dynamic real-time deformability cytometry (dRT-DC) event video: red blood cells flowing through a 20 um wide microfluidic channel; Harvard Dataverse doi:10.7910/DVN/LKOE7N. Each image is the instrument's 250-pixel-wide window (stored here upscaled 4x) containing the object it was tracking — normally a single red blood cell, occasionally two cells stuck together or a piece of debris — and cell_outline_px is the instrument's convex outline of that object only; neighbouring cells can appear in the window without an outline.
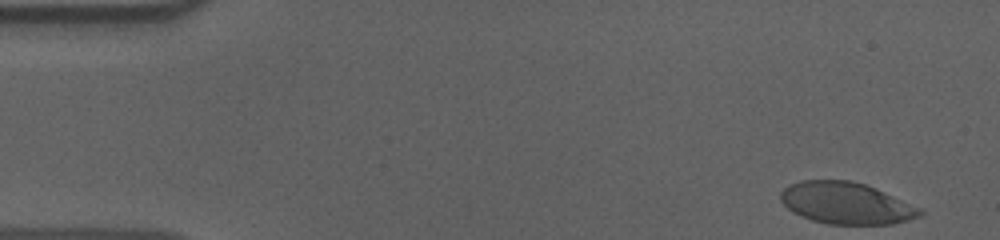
{"species": "human", "species_latin": "Homo sapiens", "temperature_condition": "cold", "stored_images_in_passage": 14, "camera_frame_rate_fps": 3000, "um_per_image_px": 0.085, "donor": {"sex": "male"}, "frame": {"image": 1, "passage_image": 1, "time_ms": 0.0, "image_size_px": [1000, 240], "cell_outline_px": [[924, 212], [920, 216], [908, 220], [892, 224], [828, 224], [812, 220], [800, 216], [792, 212], [780, 200], [780, 192], [788, 184], [800, 180], [848, 180], [864, 184], [876, 188], [920, 208]], "centroid_in_image_um": [71.89, 17.26], "position_along_channel_um": 13.1, "area_um2": 33.87}}
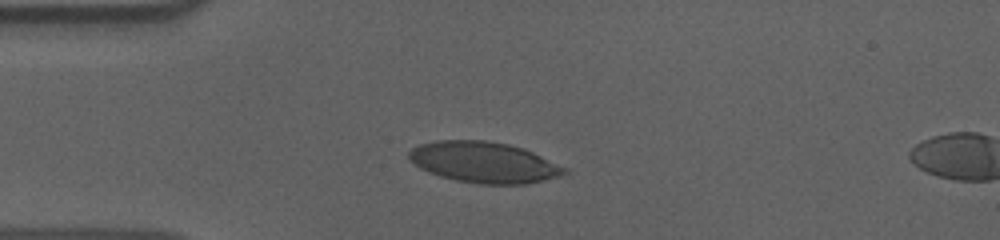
{"frame": {"image": 2, "passage_image": 12, "time_ms": 3.667, "image_size_px": [1000, 240], "cell_outline_px": [[568, 172], [560, 176], [544, 180], [524, 184], [476, 184], [456, 180], [440, 176], [428, 172], [420, 168], [408, 156], [408, 152], [412, 148], [420, 144], [436, 140], [484, 140], [508, 144], [524, 148], [568, 168]], "centroid_in_image_um": [41.15, 13.79], "position_along_channel_um": 43.8, "area_um2": 37.11}}